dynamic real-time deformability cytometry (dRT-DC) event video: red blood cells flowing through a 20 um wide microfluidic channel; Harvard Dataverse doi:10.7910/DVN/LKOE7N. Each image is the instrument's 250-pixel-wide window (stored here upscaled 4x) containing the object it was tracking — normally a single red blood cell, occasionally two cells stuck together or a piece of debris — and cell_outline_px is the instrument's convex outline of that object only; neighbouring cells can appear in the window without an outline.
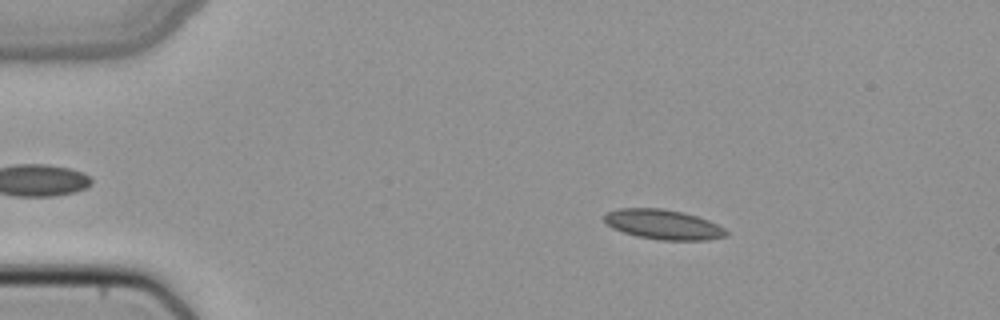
{"species": "common noctule bat (a hibernating species)", "species_latin": "Nyctalus noctula", "temperature_condition": "cold", "stored_images_in_passage": 45, "camera_frame_rate_fps": 3000, "um_per_image_px": 0.085, "animal": {"sex": "female", "body_mass_g": 22.7, "forearm_length_mm": 54.2}, "frame": {"image": 1, "passage_image": 5, "time_ms": 1.333, "image_size_px": [1000, 320], "cell_outline_px": [[728, 236], [708, 240], [660, 240], [636, 236], [612, 228], [604, 220], [604, 216], [608, 212], [620, 208], [660, 208], [684, 212], [708, 220], [724, 228], [728, 232]], "centroid_in_image_um": [56.4, 19.08], "position_along_channel_um": 28.6, "area_um2": 21.15}}
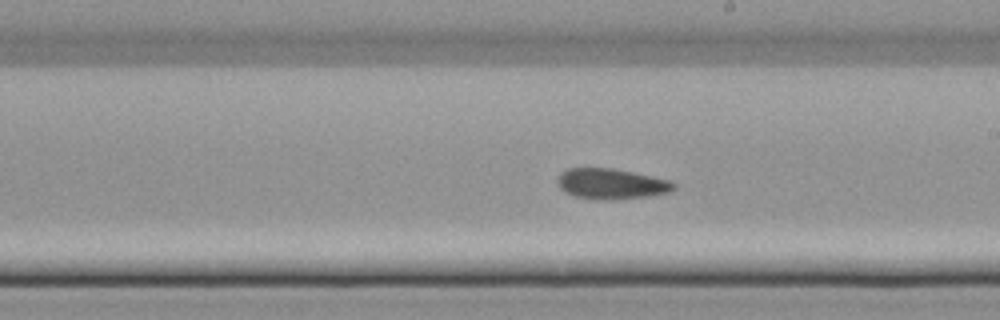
{"frame": {"image": 2, "passage_image": 25, "time_ms": 8.0, "image_size_px": [1000, 320], "cell_outline_px": [[676, 188], [668, 192], [648, 196], [612, 200], [604, 200], [576, 196], [564, 192], [556, 184], [556, 176], [560, 172], [568, 168], [612, 168], [672, 180], [676, 184]], "centroid_in_image_um": [51.93, 15.62], "position_along_channel_um": 237.1, "area_um2": 20.87}}
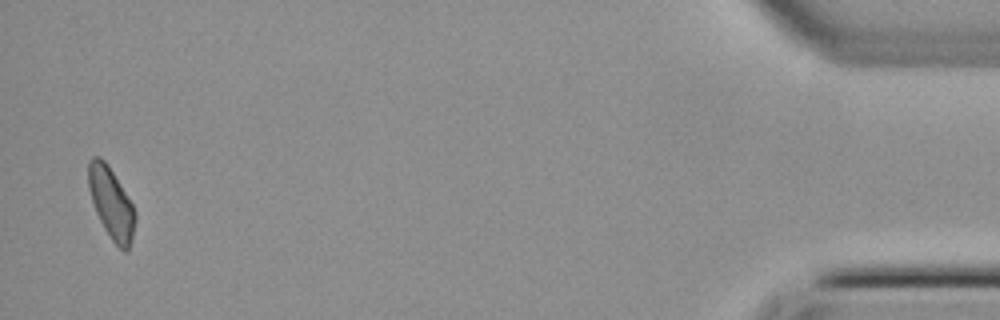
{"frame": {"image": 3, "passage_image": 45, "time_ms": 14.667, "image_size_px": [1000, 320], "cell_outline_px": [[136, 220], [128, 252], [124, 252], [112, 240], [104, 228], [96, 212], [88, 188], [88, 160], [92, 156], [100, 156], [108, 164], [132, 204], [136, 212]], "centroid_in_image_um": [9.45, 17.25], "position_along_channel_um": 425.8, "area_um2": 19.31}}